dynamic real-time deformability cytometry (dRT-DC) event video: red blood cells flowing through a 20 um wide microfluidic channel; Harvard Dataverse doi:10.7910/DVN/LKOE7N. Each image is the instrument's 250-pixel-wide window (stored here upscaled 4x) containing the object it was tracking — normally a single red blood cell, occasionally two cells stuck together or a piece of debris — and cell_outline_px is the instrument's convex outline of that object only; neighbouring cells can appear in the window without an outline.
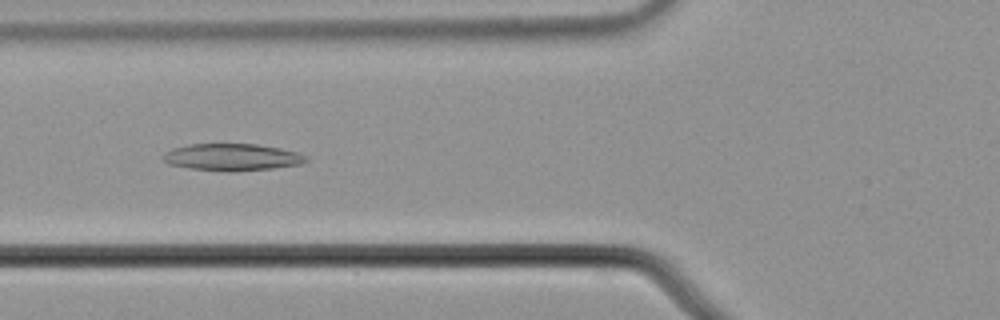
{"species": "common noctule bat (a hibernating species)", "species_latin": "Nyctalus noctula", "temperature_condition": "cold", "stored_images_in_passage": 31, "camera_frame_rate_fps": 3000, "um_per_image_px": 0.085, "animal": {"sex": "male", "body_mass_g": 21.5, "forearm_length_mm": 52.0}, "frame": {"image": 1, "passage_image": 21, "time_ms": 6.667, "image_size_px": [1000, 320], "cell_outline_px": [[308, 160], [300, 164], [272, 168], [232, 172], [228, 172], [188, 168], [168, 164], [160, 160], [160, 156], [172, 148], [188, 144], [256, 144], [280, 148], [296, 152], [308, 156]], "centroid_in_image_um": [19.66, 13.36], "position_along_channel_um": 106.1, "area_um2": 22.72}}
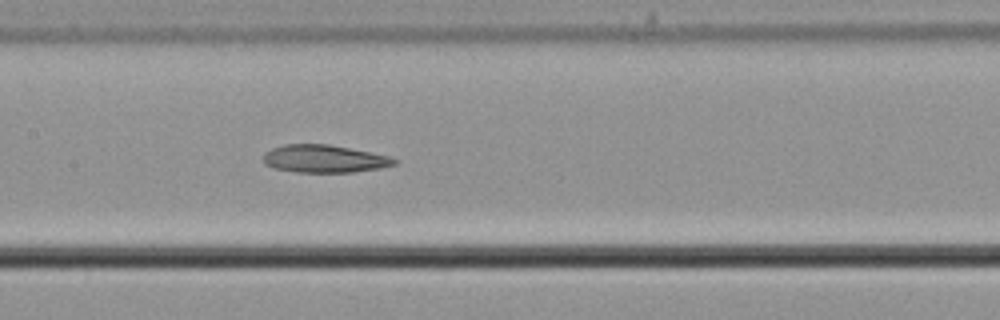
{"frame": {"image": 2, "passage_image": 27, "time_ms": 8.667, "image_size_px": [1000, 320], "cell_outline_px": [[400, 160], [396, 164], [380, 168], [352, 172], [296, 172], [272, 168], [264, 164], [264, 152], [272, 148], [284, 144], [328, 144], [388, 156]], "centroid_in_image_um": [27.53, 13.5], "position_along_channel_um": 179.9, "area_um2": 21.1}}
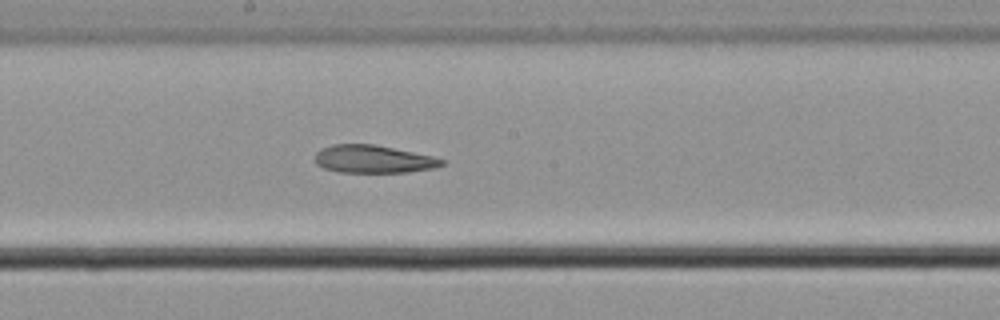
{"frame": {"image": 3, "passage_image": 30, "time_ms": 9.667, "image_size_px": [1000, 320], "cell_outline_px": [[448, 160], [444, 164], [436, 168], [408, 172], [336, 172], [324, 168], [316, 164], [316, 152], [332, 144], [376, 144], [432, 156]], "centroid_in_image_um": [31.78, 13.53], "position_along_channel_um": 216.4, "area_um2": 20.63}}